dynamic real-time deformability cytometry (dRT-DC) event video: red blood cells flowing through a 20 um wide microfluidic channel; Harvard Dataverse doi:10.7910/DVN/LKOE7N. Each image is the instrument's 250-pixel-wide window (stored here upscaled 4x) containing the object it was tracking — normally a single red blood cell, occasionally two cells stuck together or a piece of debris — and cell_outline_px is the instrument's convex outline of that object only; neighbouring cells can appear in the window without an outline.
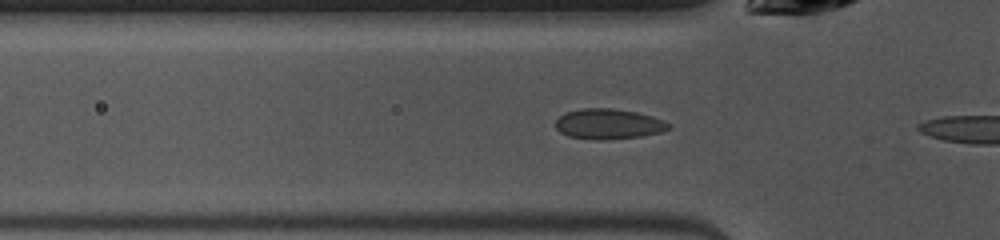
{"species": "common noctule bat (a hibernating species)", "species_latin": "Nyctalus noctula", "temperature_condition": "warm", "stored_images_in_passage": 8, "camera_frame_rate_fps": 3000, "um_per_image_px": 0.085, "animal": {"sex": "female", "body_mass_g": 10.0, "forearm_length_mm": 53.1}, "frame": {"image": 1, "passage_image": 7, "time_ms": 2.0, "image_size_px": [1000, 240], "cell_outline_px": [[668, 128], [660, 132], [640, 136], [568, 136], [560, 132], [556, 128], [556, 120], [564, 112], [580, 108], [612, 108], [636, 112], [652, 116], [664, 120], [668, 124]], "centroid_in_image_um": [51.7, 10.46], "position_along_channel_um": 74.1, "area_um2": 18.73}}